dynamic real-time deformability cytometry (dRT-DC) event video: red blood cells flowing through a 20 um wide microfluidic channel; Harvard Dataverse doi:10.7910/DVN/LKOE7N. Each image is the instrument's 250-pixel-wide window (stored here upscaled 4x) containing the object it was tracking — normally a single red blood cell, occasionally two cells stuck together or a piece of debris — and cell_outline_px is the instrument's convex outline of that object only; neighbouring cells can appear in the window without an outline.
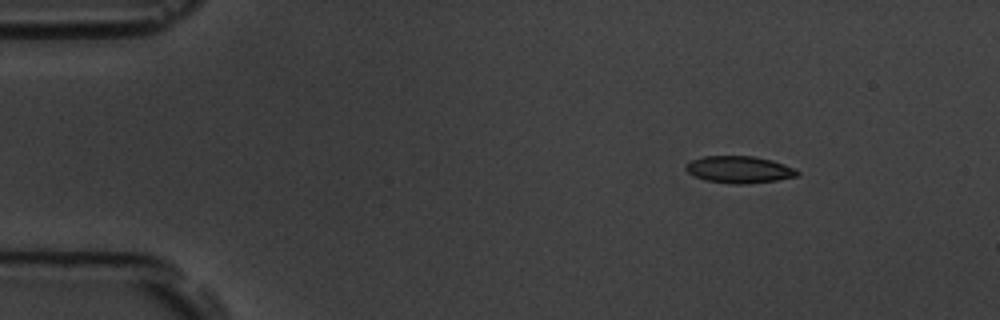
{"species": "common noctule bat (a hibernating species)", "species_latin": "Nyctalus noctula", "temperature_condition": "room temperature", "stored_images_in_passage": 4, "camera_frame_rate_fps": 3000, "um_per_image_px": 0.085, "animal": {"sex": "male", "body_mass_g": 19.5, "forearm_length_mm": 54.6}, "frame": {"image": 1, "passage_image": 1, "time_ms": 0.0, "image_size_px": [1000, 320], "cell_outline_px": [[800, 172], [796, 176], [776, 180], [744, 184], [732, 184], [704, 180], [688, 172], [684, 168], [692, 160], [704, 156], [752, 156], [772, 160], [796, 168]], "centroid_in_image_um": [62.85, 14.41], "position_along_channel_um": 22.2, "area_um2": 17.4}}
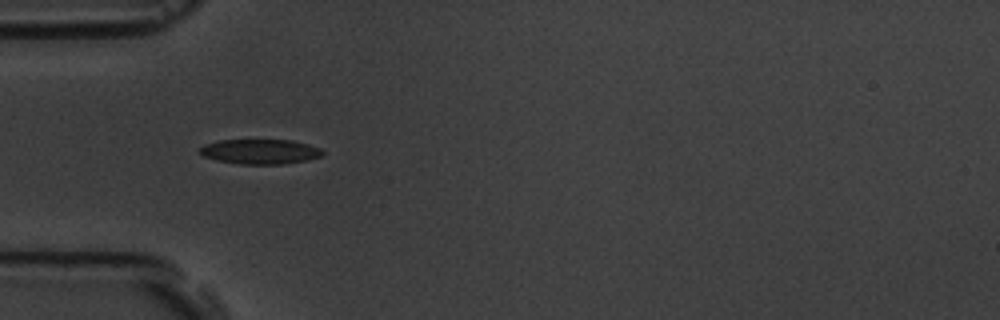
{"frame": {"image": 2, "passage_image": 4, "time_ms": 3.333, "image_size_px": [1000, 320], "cell_outline_px": [[324, 156], [308, 160], [284, 164], [240, 164], [216, 160], [204, 156], [200, 152], [200, 148], [204, 144], [220, 140], [292, 140], [308, 144], [320, 148], [324, 152]], "centroid_in_image_um": [22.15, 12.89], "position_along_channel_um": 62.8, "area_um2": 17.86}}